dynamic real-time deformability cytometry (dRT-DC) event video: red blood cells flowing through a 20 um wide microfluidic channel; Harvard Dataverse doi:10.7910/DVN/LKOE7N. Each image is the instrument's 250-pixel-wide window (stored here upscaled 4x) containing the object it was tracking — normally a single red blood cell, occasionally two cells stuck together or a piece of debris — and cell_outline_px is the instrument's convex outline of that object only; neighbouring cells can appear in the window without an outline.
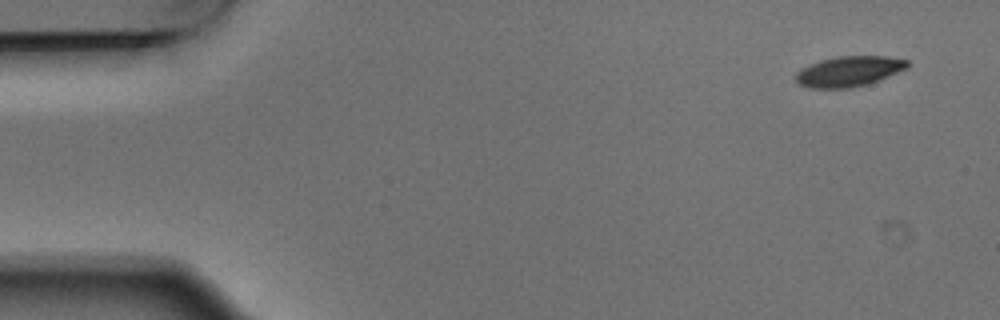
{"species": "Egyptian fruit bat (a non-hibernating species)", "species_latin": "Rousettus aegyptiacus", "temperature_condition": "warm", "stored_images_in_passage": 5, "segment_of_instrument_passage": [2, 2], "camera_frame_rate_fps": 3000, "um_per_image_px": 0.085, "animal": {"sex": "male"}, "frame": {"image": 1, "passage_image": 5, "time_ms": 1.333, "image_size_px": [1000, 320], "cell_outline_px": [[908, 68], [880, 80], [868, 84], [852, 88], [808, 88], [800, 84], [796, 80], [796, 72], [800, 68], [808, 64], [820, 60], [836, 56], [888, 56], [908, 60]], "centroid_in_image_um": [72.16, 6.06], "position_along_channel_um": 12.8, "area_um2": 20.0}}